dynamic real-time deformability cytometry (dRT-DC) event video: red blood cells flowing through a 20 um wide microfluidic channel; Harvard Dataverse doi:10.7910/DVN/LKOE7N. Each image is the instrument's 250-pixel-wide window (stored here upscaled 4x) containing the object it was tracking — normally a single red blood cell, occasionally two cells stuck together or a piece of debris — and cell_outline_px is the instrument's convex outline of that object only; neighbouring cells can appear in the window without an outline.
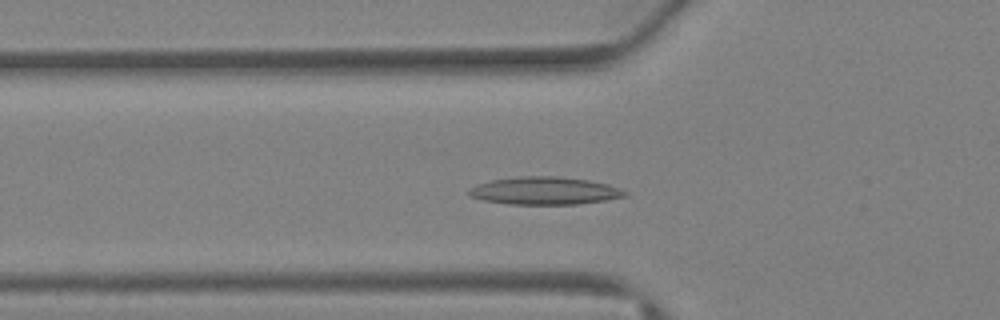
{"species": "Egyptian fruit bat (a non-hibernating species)", "species_latin": "Rousettus aegyptiacus", "temperature_condition": "warm", "stored_images_in_passage": 39, "camera_frame_rate_fps": 3000, "um_per_image_px": 0.085, "animal": {"sex": "female"}, "frame": {"image": 1, "passage_image": 13, "time_ms": 4.0, "image_size_px": [1000, 320], "cell_outline_px": [[628, 196], [604, 200], [576, 204], [508, 204], [484, 200], [468, 196], [468, 188], [476, 184], [492, 180], [516, 176], [560, 176], [588, 180], [608, 184], [620, 188], [628, 192]], "centroid_in_image_um": [46.27, 16.21], "position_along_channel_um": 79.5, "area_um2": 25.32}}
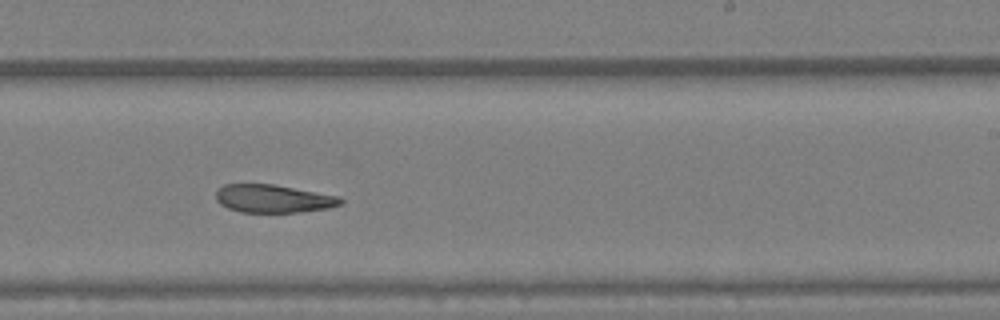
{"frame": {"image": 2, "passage_image": 24, "time_ms": 7.667, "image_size_px": [1000, 320], "cell_outline_px": [[344, 200], [340, 204], [328, 208], [300, 212], [240, 212], [228, 208], [220, 204], [216, 200], [216, 192], [224, 184], [272, 184], [340, 196]], "centroid_in_image_um": [23.23, 16.88], "position_along_channel_um": 265.8, "area_um2": 20.29}}
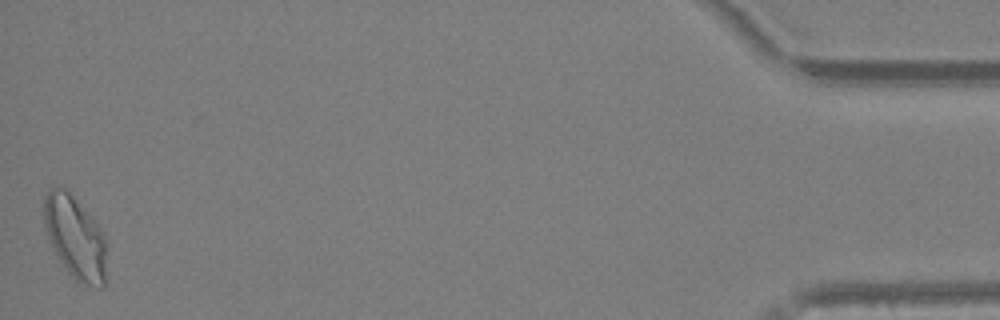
{"frame": {"image": 3, "passage_image": 39, "time_ms": 12.667, "image_size_px": [1000, 320], "cell_outline_px": [[104, 288], [100, 288], [76, 280], [68, 272], [60, 260], [44, 228], [44, 196], [52, 188], [68, 188], [104, 232]], "centroid_in_image_um": [6.37, 20.12], "position_along_channel_um": 428.8, "area_um2": 29.65}}